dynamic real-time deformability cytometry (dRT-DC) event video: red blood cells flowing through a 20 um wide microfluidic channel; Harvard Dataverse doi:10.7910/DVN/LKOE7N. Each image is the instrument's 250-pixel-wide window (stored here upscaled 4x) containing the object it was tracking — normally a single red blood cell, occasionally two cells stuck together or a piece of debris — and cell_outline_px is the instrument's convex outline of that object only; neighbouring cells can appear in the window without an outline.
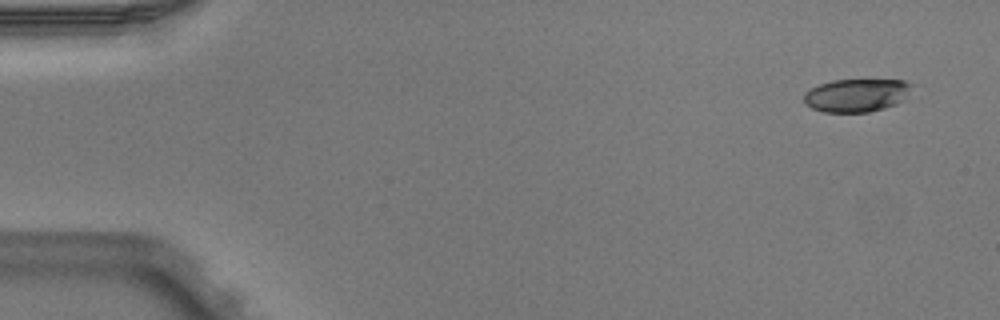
{"species": "Egyptian fruit bat (a non-hibernating species)", "species_latin": "Rousettus aegyptiacus", "temperature_condition": "warm", "stored_images_in_passage": 4, "camera_frame_rate_fps": 3000, "um_per_image_px": 0.085, "animal": {"sex": "male"}, "frame": {"image": 1, "passage_image": 1, "time_ms": 0.0, "image_size_px": [1000, 320], "cell_outline_px": [[912, 84], [908, 92], [896, 104], [884, 108], [868, 112], [824, 112], [812, 108], [804, 104], [804, 92], [820, 84], [832, 80], [904, 80]], "centroid_in_image_um": [72.75, 8.1], "position_along_channel_um": 12.3, "area_um2": 20.58}}